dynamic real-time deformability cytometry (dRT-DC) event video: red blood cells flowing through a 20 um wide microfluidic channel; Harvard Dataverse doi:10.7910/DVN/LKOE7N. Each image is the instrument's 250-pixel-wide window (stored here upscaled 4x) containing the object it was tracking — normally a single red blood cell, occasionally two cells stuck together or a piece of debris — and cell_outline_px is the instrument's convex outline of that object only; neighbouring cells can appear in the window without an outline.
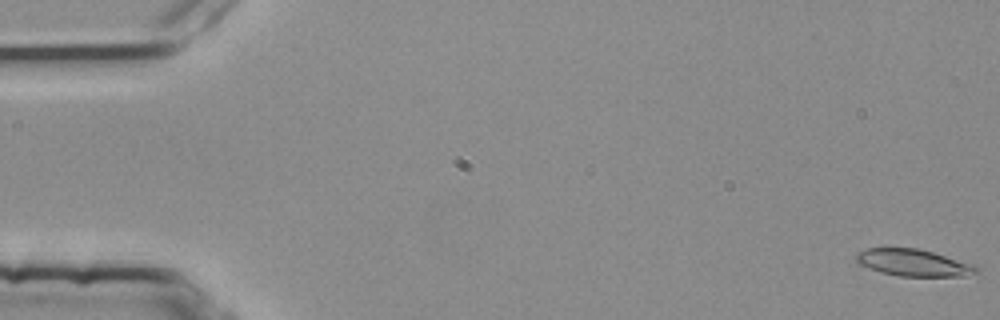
{"species": "common noctule bat (a hibernating species)", "species_latin": "Nyctalus noctula", "temperature_condition": "room temperature", "stored_images_in_passage": 53, "camera_frame_rate_fps": 3000, "um_per_image_px": 0.085, "animal": {"sex": "female", "body_mass_g": 25.1}, "frame": {"image": 1, "passage_image": 1, "time_ms": 0.0, "image_size_px": [1000, 320], "cell_outline_px": [[980, 272], [964, 276], [900, 276], [880, 272], [860, 264], [856, 260], [856, 252], [868, 248], [920, 248], [976, 264], [980, 268]], "centroid_in_image_um": [77.71, 22.32], "position_along_channel_um": 7.3, "area_um2": 19.07}}
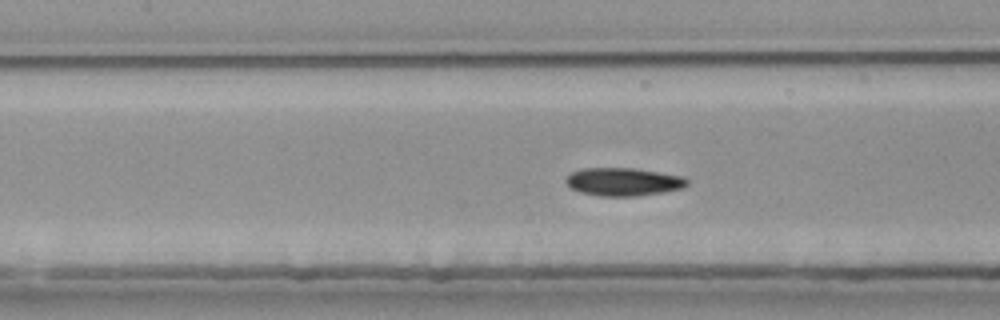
{"frame": {"image": 2, "passage_image": 25, "time_ms": 8.0, "image_size_px": [1000, 320], "cell_outline_px": [[688, 184], [684, 188], [636, 196], [600, 196], [580, 192], [572, 188], [564, 180], [572, 172], [580, 168], [632, 168], [684, 176], [688, 180]], "centroid_in_image_um": [52.99, 15.45], "position_along_channel_um": 154.4, "area_um2": 19.71}}
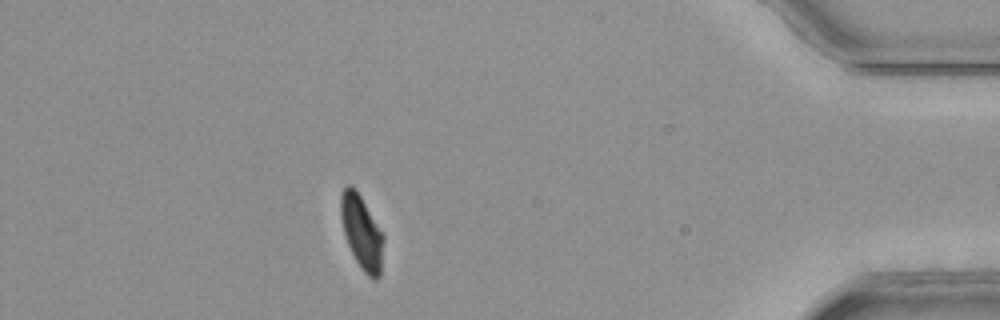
{"frame": {"image": 3, "passage_image": 49, "time_ms": 16.0, "image_size_px": [1000, 320], "cell_outline_px": [[384, 240], [380, 276], [376, 280], [372, 280], [360, 268], [348, 244], [344, 232], [340, 216], [340, 192], [348, 184], [360, 196], [384, 236]], "centroid_in_image_um": [30.74, 19.79], "position_along_channel_um": 404.5, "area_um2": 18.09}, "authors_computed_cell_mechanics": {"area_um2": 19.4786, "velocity_mm_per_s": 3.7718, "shape_relaxation_time_tau1_ms": 4.0289, "shape_relaxation_time_tau2_ms": 2.6021, "deformation_change_tau1": 0.1289, "deformation_change_tau2": 0.0694}}